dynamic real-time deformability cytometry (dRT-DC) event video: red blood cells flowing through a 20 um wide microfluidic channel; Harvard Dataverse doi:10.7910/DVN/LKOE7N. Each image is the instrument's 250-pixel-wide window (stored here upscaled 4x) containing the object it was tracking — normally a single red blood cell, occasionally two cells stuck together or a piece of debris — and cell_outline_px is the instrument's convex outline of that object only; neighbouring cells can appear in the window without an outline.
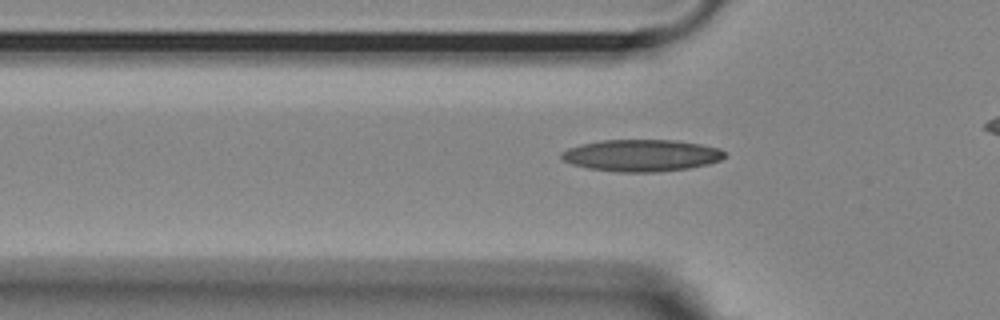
{"species": "Egyptian fruit bat (a non-hibernating species)", "species_latin": "Rousettus aegyptiacus", "temperature_condition": "room temperature", "stored_images_in_passage": 30, "camera_frame_rate_fps": 3000, "um_per_image_px": 0.085, "animal": {"sex": "female"}, "frame": {"image": 1, "passage_image": 3, "time_ms": 0.667, "image_size_px": [1000, 320], "cell_outline_px": [[728, 156], [720, 160], [708, 164], [688, 168], [652, 172], [616, 172], [588, 168], [572, 164], [564, 160], [560, 156], [560, 152], [568, 148], [580, 144], [600, 140], [672, 140], [700, 144], [720, 148]], "centroid_in_image_um": [54.51, 13.21], "position_along_channel_um": 71.3, "area_um2": 30.35}}
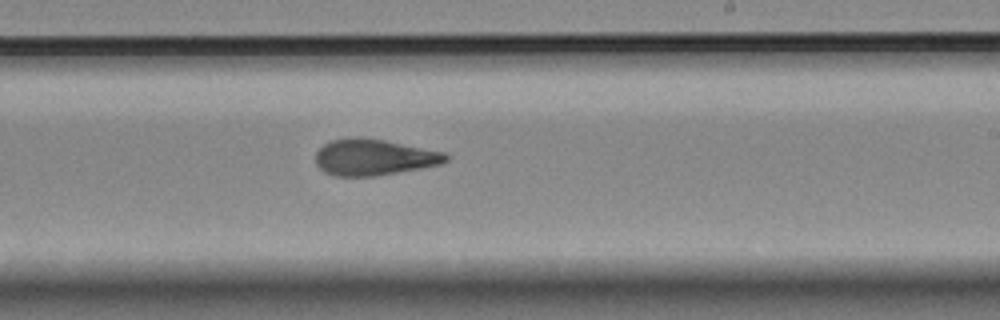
{"frame": {"image": 2, "passage_image": 18, "time_ms": 5.667, "image_size_px": [1000, 320], "cell_outline_px": [[448, 160], [440, 164], [420, 168], [376, 176], [332, 176], [324, 172], [316, 164], [316, 152], [324, 144], [332, 140], [356, 136], [384, 140], [444, 152], [448, 156]], "centroid_in_image_um": [31.75, 13.37], "position_along_channel_um": 257.3, "area_um2": 27.4}}
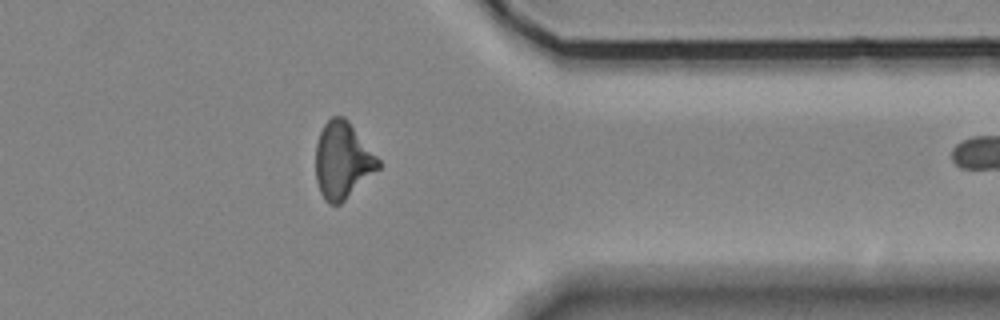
{"frame": {"image": 3, "passage_image": 29, "time_ms": 9.333, "image_size_px": [1000, 320], "cell_outline_px": [[380, 168], [340, 204], [328, 204], [324, 200], [320, 192], [316, 180], [316, 144], [320, 132], [324, 124], [332, 116], [344, 116], [348, 120], [380, 160]], "centroid_in_image_um": [29.11, 13.64], "position_along_channel_um": 382.3, "area_um2": 27.86}}